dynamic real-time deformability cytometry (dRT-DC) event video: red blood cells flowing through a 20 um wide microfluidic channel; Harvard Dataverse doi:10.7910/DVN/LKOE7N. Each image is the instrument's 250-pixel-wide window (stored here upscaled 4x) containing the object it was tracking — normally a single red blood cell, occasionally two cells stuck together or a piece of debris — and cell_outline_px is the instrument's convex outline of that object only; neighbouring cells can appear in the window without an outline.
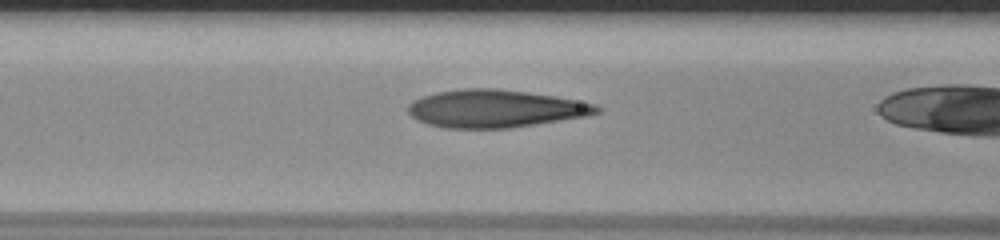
{"species": "human", "species_latin": "Homo sapiens", "temperature_condition": "room temperature", "stored_images_in_passage": 36, "camera_frame_rate_fps": 3000, "um_per_image_px": 0.085, "donor": {"sex": "male"}, "frame": {"image": 1, "passage_image": 16, "time_ms": 5.0, "image_size_px": [1000, 240], "cell_outline_px": [[600, 112], [588, 116], [508, 128], [444, 128], [428, 124], [416, 120], [408, 112], [408, 104], [412, 100], [436, 92], [464, 88], [496, 88], [528, 92], [576, 100], [596, 104], [600, 108]], "centroid_in_image_um": [42.07, 9.23], "position_along_channel_um": 124.5, "area_um2": 41.38}}
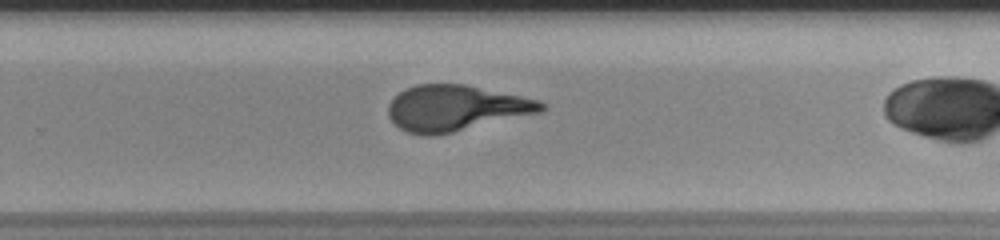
{"frame": {"image": 2, "passage_image": 29, "time_ms": 9.333, "image_size_px": [1000, 240], "cell_outline_px": [[548, 108], [544, 112], [452, 132], [432, 136], [424, 136], [408, 132], [400, 128], [388, 116], [388, 104], [400, 92], [416, 84], [464, 84], [540, 100]], "centroid_in_image_um": [38.78, 9.19], "position_along_channel_um": 291.0, "area_um2": 40.75}}
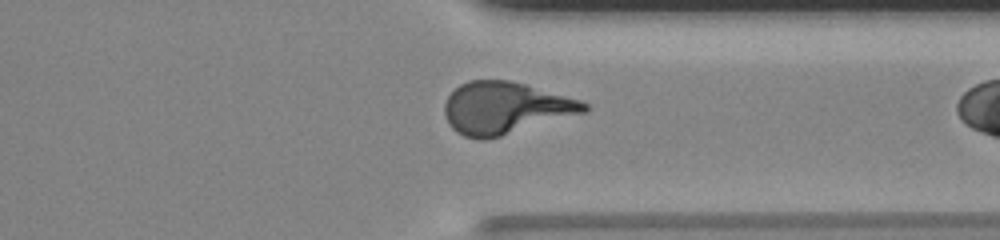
{"frame": {"image": 3, "passage_image": 35, "time_ms": 11.333, "image_size_px": [1000, 240], "cell_outline_px": [[588, 112], [500, 136], [484, 140], [480, 140], [464, 136], [456, 132], [448, 124], [444, 112], [444, 104], [448, 96], [460, 84], [468, 80], [508, 80], [524, 84], [580, 100], [588, 104]], "centroid_in_image_um": [42.93, 9.19], "position_along_channel_um": 368.5, "area_um2": 42.19}}